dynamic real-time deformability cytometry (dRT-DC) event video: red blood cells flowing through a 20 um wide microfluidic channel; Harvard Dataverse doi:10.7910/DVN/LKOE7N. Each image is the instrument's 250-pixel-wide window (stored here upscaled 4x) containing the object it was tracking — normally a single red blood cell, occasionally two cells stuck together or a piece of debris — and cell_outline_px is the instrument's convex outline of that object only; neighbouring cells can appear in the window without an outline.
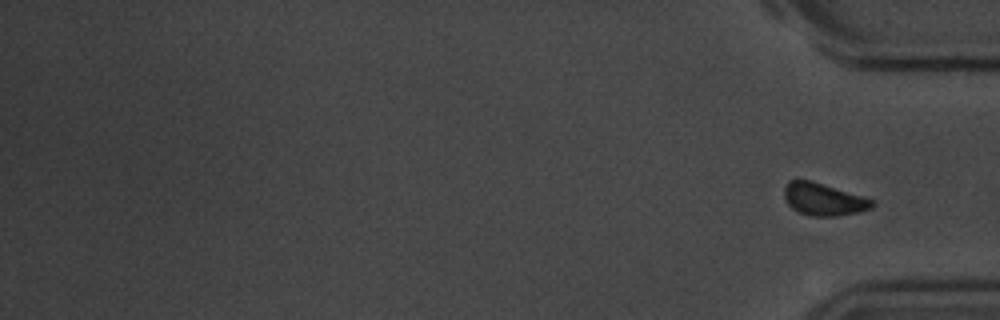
{"species": "common noctule bat (a hibernating species)", "species_latin": "Nyctalus noctula", "temperature_condition": "room temperature", "stored_images_in_passage": 44, "camera_frame_rate_fps": 3000, "um_per_image_px": 0.085, "animal": {"sex": "male", "body_mass_g": 20.1, "forearm_length_mm": 53.5}, "frame": {"image": 1, "passage_image": 44, "time_ms": 14.333, "image_size_px": [1000, 320], "cell_outline_px": [[876, 204], [872, 208], [860, 212], [836, 216], [812, 216], [800, 212], [792, 208], [788, 204], [784, 196], [784, 188], [788, 180], [812, 180], [864, 196], [876, 200]], "centroid_in_image_um": [70.05, 16.93], "position_along_channel_um": 365.1, "area_um2": 16.82}}